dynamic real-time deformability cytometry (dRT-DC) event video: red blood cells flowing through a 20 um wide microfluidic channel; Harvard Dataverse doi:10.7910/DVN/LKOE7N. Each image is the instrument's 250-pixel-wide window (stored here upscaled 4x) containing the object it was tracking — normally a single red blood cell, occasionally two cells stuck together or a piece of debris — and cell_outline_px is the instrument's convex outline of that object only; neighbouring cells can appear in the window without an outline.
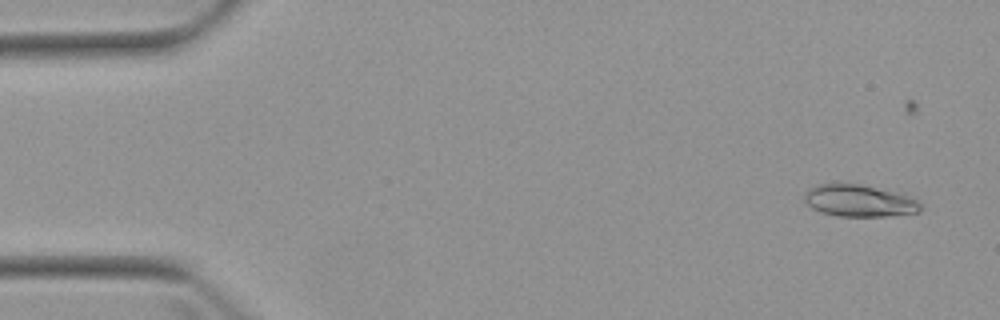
{"species": "Egyptian fruit bat (a non-hibernating species)", "species_latin": "Rousettus aegyptiacus", "temperature_condition": "warm", "stored_images_in_passage": 4, "camera_frame_rate_fps": 3000, "um_per_image_px": 0.085, "animal": {"sex": "female"}, "frame": {"image": 1, "passage_image": 1, "time_ms": 0.0, "image_size_px": [1000, 320], "cell_outline_px": [[920, 212], [888, 216], [836, 216], [812, 208], [804, 200], [804, 192], [808, 188], [816, 184], [840, 180], [860, 184], [904, 196], [916, 200], [920, 204]], "centroid_in_image_um": [72.9, 17.03], "position_along_channel_um": 12.1, "area_um2": 21.68}}